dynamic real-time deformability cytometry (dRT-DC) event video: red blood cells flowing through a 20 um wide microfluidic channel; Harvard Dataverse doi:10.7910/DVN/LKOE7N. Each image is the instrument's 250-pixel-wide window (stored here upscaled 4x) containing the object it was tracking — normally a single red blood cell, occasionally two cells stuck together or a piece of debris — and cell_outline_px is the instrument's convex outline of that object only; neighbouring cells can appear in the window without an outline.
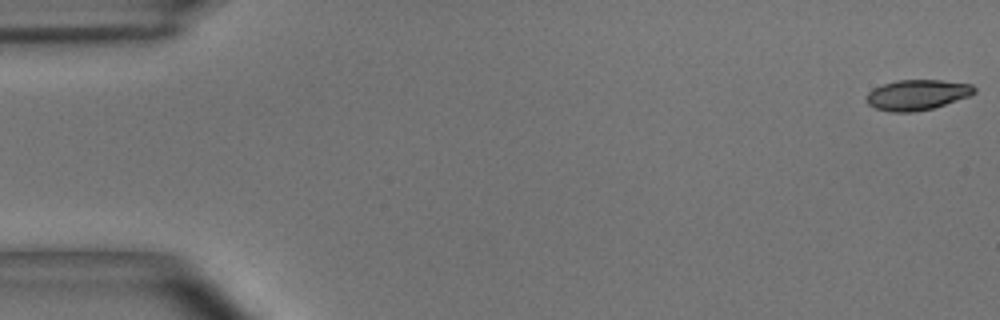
{"species": "common noctule bat (a hibernating species)", "species_latin": "Nyctalus noctula", "temperature_condition": "room temperature", "stored_images_in_passage": 55, "camera_frame_rate_fps": 3000, "um_per_image_px": 0.085, "animal": {"sex": "male", "body_mass_g": 15.6}, "frame": {"image": 1, "passage_image": 1, "time_ms": 0.0, "image_size_px": [1000, 320], "cell_outline_px": [[976, 92], [968, 96], [932, 108], [912, 112], [892, 112], [876, 108], [868, 104], [864, 100], [868, 92], [872, 88], [896, 80], [940, 80], [972, 84], [976, 88]], "centroid_in_image_um": [77.92, 8.05], "position_along_channel_um": 7.1, "area_um2": 19.02}}
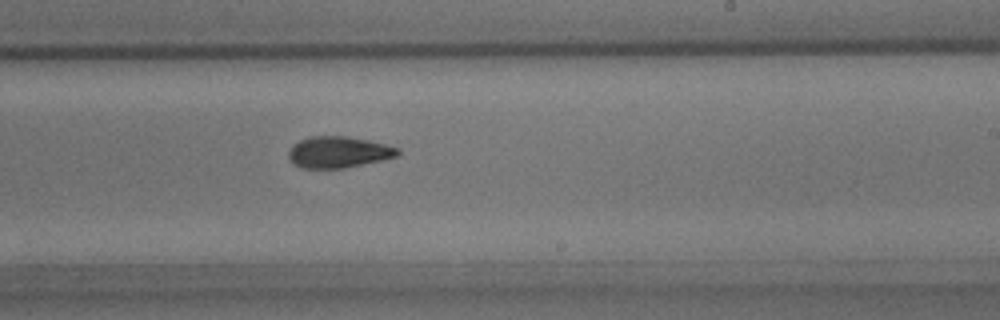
{"frame": {"image": 2, "passage_image": 33, "time_ms": 10.667, "image_size_px": [1000, 320], "cell_outline_px": [[400, 156], [344, 168], [300, 168], [288, 156], [288, 152], [300, 140], [312, 136], [348, 136], [368, 140], [400, 148]], "centroid_in_image_um": [28.83, 12.93], "position_along_channel_um": 260.2, "area_um2": 19.77}}
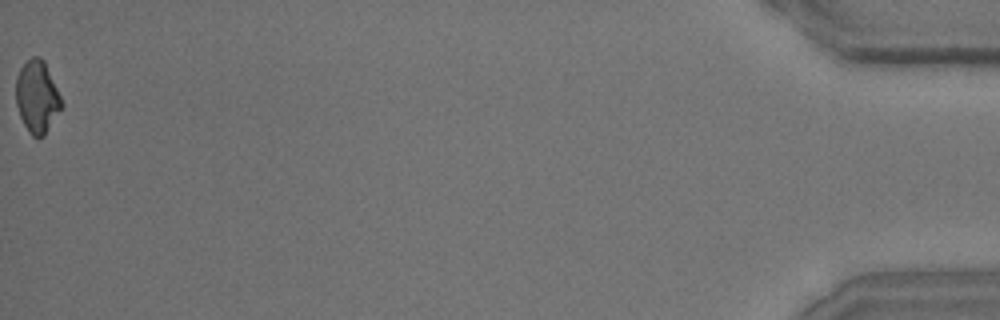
{"frame": {"image": 3, "passage_image": 55, "time_ms": 18.0, "image_size_px": [1000, 320], "cell_outline_px": [[64, 104], [44, 136], [40, 140], [32, 136], [28, 132], [20, 116], [16, 104], [16, 76], [20, 68], [32, 56], [40, 56], [44, 60]], "centroid_in_image_um": [3.15, 8.25], "position_along_channel_um": 432.0, "area_um2": 19.31}, "authors_computed_cell_mechanics": {"area_um2": 19.9988, "velocity_mm_per_s": 3.6583, "shape_relaxation_time_tau1_ms": 4.5745, "shape_relaxation_time_tau2_ms": 2.5979, "deformation_change_tau1": 0.1439, "deformation_change_tau2": 0.0871}}